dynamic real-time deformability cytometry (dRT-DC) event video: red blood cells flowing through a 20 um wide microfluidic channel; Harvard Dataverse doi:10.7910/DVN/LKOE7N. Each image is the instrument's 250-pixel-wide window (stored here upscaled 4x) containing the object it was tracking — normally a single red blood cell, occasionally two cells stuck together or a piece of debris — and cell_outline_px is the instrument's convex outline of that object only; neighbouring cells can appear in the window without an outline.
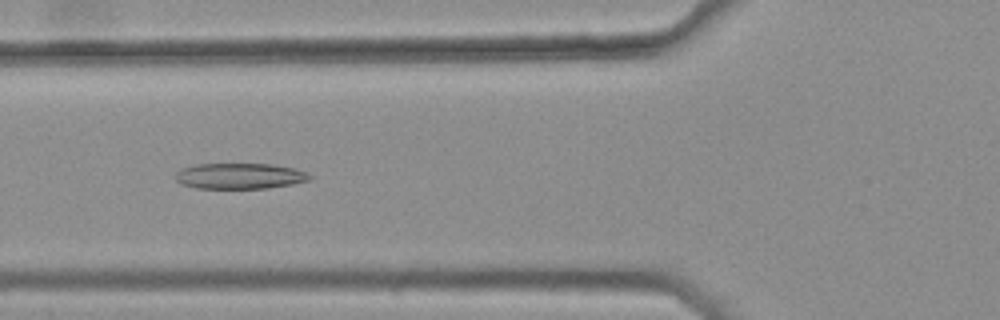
{"species": "common noctule bat (a hibernating species)", "species_latin": "Nyctalus noctula", "temperature_condition": "warm", "stored_images_in_passage": 44, "camera_frame_rate_fps": 3000, "um_per_image_px": 0.085, "animal": {"sex": "female", "body_mass_g": 25.1}, "frame": {"image": 1, "passage_image": 19, "time_ms": 6.0, "image_size_px": [1000, 320], "cell_outline_px": [[312, 180], [292, 184], [268, 188], [196, 188], [180, 184], [176, 180], [176, 172], [184, 168], [196, 164], [272, 164], [292, 168], [304, 172], [312, 176]], "centroid_in_image_um": [20.38, 14.97], "position_along_channel_um": 105.4, "area_um2": 20.06}}
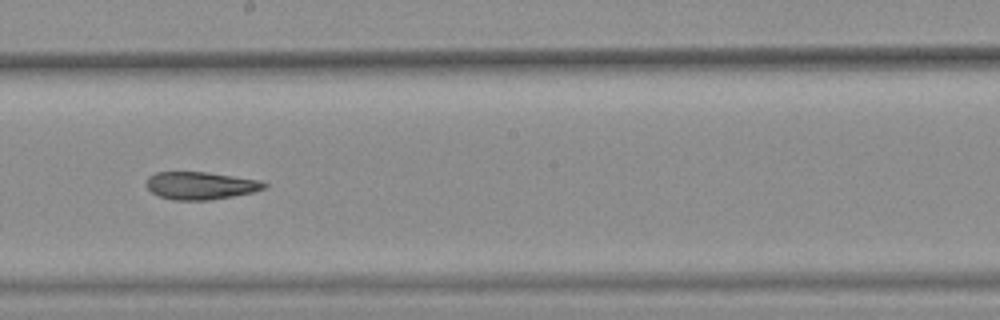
{"frame": {"image": 2, "passage_image": 29, "time_ms": 9.333, "image_size_px": [1000, 320], "cell_outline_px": [[268, 188], [252, 192], [232, 196], [208, 200], [172, 200], [160, 196], [152, 192], [148, 188], [148, 176], [156, 172], [208, 172], [260, 180], [268, 184]], "centroid_in_image_um": [17.09, 15.77], "position_along_channel_um": 231.1, "area_um2": 18.9}}
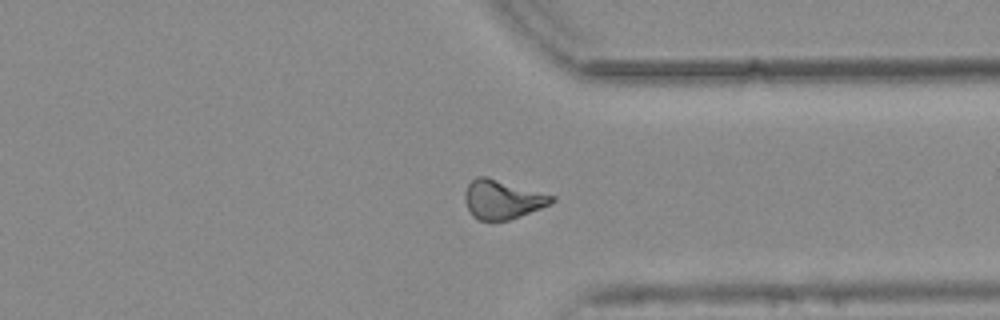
{"frame": {"image": 3, "passage_image": 40, "time_ms": 13.0, "image_size_px": [1000, 320], "cell_outline_px": [[556, 200], [552, 204], [520, 216], [508, 220], [480, 220], [472, 216], [464, 200], [464, 192], [468, 184], [476, 176], [484, 176], [556, 196]], "centroid_in_image_um": [42.71, 16.95], "position_along_channel_um": 368.7, "area_um2": 19.65}, "authors_computed_cell_mechanics": {"area_um2": 20.1722, "velocity_mm_per_s": 3.776, "shape_relaxation_time_tau1_ms": null, "shape_relaxation_time_tau2_ms": 3.2053, "deformation_change_tau1": null, "deformation_change_tau2": 0.1187}}